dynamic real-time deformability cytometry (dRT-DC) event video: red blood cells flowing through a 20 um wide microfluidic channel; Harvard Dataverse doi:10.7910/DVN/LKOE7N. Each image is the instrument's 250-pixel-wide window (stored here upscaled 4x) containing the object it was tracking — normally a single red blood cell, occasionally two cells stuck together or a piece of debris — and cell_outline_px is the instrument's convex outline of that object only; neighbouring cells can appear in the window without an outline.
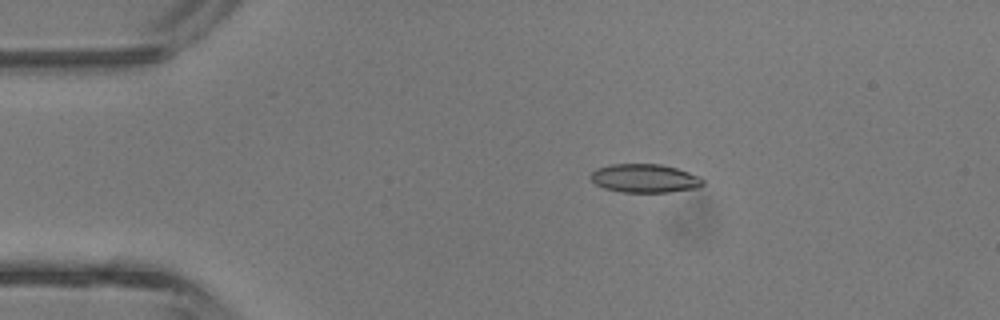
{"species": "common noctule bat (a hibernating species)", "species_latin": "Nyctalus noctula", "temperature_condition": "room temperature", "stored_images_in_passage": 42, "camera_frame_rate_fps": 3000, "um_per_image_px": 0.085, "animal": {"sex": "male", "body_mass_g": 13.3}, "frame": {"image": 1, "passage_image": 7, "time_ms": 2.0, "image_size_px": [1000, 320], "cell_outline_px": [[704, 184], [700, 188], [668, 192], [620, 192], [604, 188], [596, 184], [588, 176], [596, 168], [612, 164], [660, 164], [676, 168], [700, 176], [704, 180]], "centroid_in_image_um": [54.81, 15.16], "position_along_channel_um": 30.2, "area_um2": 18.84}}
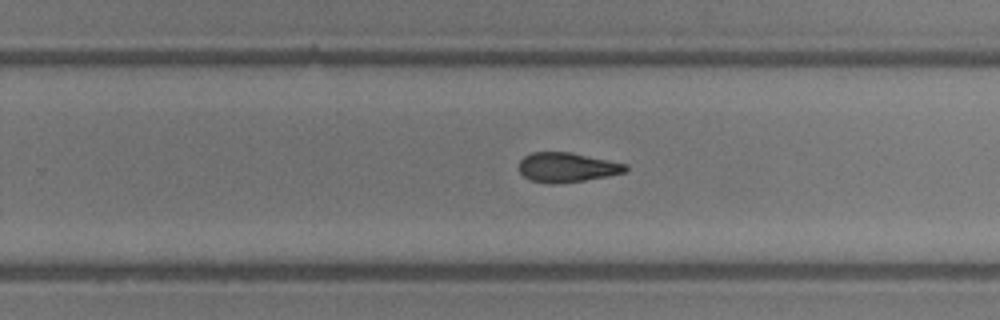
{"frame": {"image": 2, "passage_image": 26, "time_ms": 8.333, "image_size_px": [1000, 320], "cell_outline_px": [[628, 168], [624, 172], [608, 176], [584, 180], [552, 184], [548, 184], [532, 180], [524, 176], [520, 172], [520, 160], [524, 156], [532, 152], [572, 152], [628, 164]], "centroid_in_image_um": [48.21, 14.21], "position_along_channel_um": 281.6, "area_um2": 18.32}}
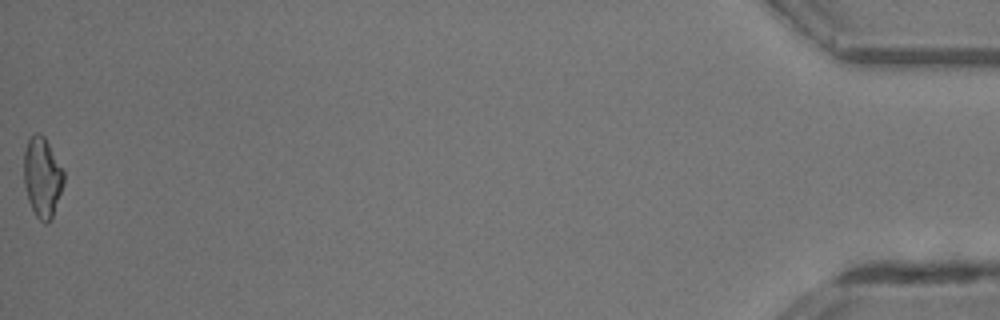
{"frame": {"image": 3, "passage_image": 42, "time_ms": 13.667, "image_size_px": [1000, 320], "cell_outline_px": [[64, 184], [52, 216], [48, 224], [44, 224], [36, 216], [28, 200], [24, 184], [24, 152], [28, 140], [36, 132], [40, 132], [44, 136], [64, 172]], "centroid_in_image_um": [3.59, 15.07], "position_along_channel_um": 431.6, "area_um2": 18.44}, "authors_computed_cell_mechanics": {"area_um2": 18.7272, "velocity_mm_per_s": 4.7841, "shape_relaxation_time_tau1_ms": null, "shape_relaxation_time_tau2_ms": 5.1333, "deformation_change_tau1": null, "deformation_change_tau2": 0.1581}}